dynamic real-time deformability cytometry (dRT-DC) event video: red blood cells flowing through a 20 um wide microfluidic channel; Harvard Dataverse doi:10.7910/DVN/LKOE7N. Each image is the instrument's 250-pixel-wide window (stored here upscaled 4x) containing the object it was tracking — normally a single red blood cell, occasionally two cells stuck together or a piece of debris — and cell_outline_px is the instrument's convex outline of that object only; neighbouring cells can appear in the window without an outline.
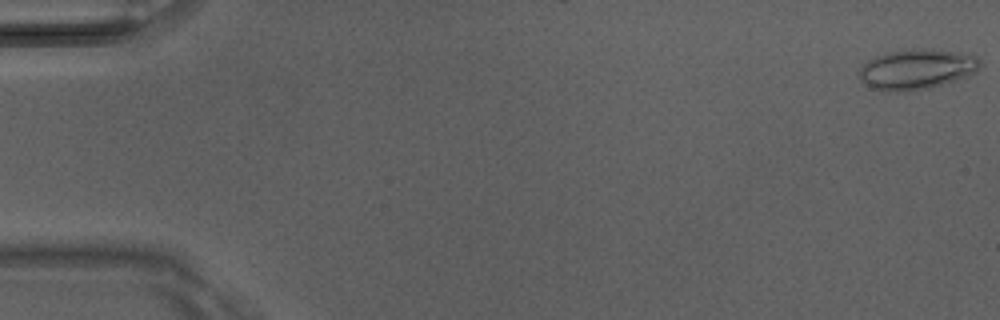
{"species": "Egyptian fruit bat (a non-hibernating species)", "species_latin": "Rousettus aegyptiacus", "temperature_condition": "room temperature", "stored_images_in_passage": 7, "camera_frame_rate_fps": 3000, "um_per_image_px": 0.085, "animal": {"sex": "male"}, "frame": {"image": 1, "passage_image": 1, "time_ms": 0.0, "image_size_px": [1000, 320], "cell_outline_px": [[980, 68], [976, 72], [932, 88], [904, 92], [884, 92], [872, 88], [864, 84], [860, 80], [860, 68], [868, 60], [884, 52], [912, 48], [924, 48], [968, 52], [976, 56], [980, 60]], "centroid_in_image_um": [77.92, 5.87], "position_along_channel_um": 7.1, "area_um2": 28.96}}